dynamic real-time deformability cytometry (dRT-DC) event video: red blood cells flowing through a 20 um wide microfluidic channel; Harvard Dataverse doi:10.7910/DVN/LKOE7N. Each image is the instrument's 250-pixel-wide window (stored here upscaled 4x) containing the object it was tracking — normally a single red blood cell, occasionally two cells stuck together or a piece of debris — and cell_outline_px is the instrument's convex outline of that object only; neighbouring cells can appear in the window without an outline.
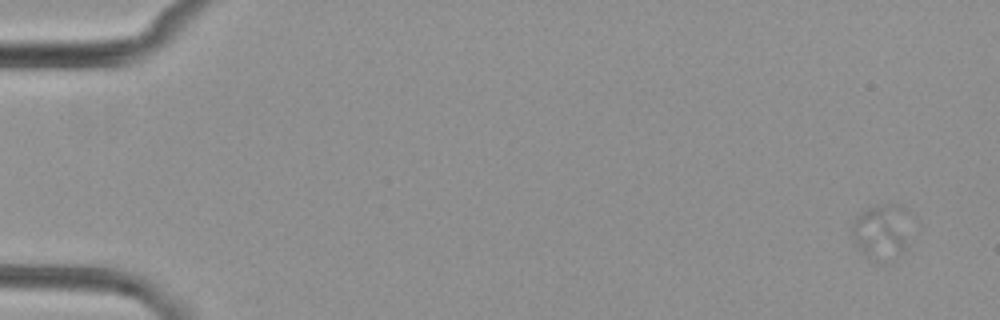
{"species": "common noctule bat (a hibernating species)", "species_latin": "Nyctalus noctula", "temperature_condition": "cold", "stored_images_in_passage": 9, "camera_frame_rate_fps": 3000, "um_per_image_px": 0.085, "animal": {"sex": "female", "body_mass_g": 29.2, "forearm_length_mm": 56.3}, "frame": {"image": 1, "passage_image": 2, "time_ms": 1.333, "image_size_px": [1000, 320], "cell_outline_px": [[908, 212], [904, 248], [872, 256], [868, 256], [856, 244], [852, 232], [852, 224], [856, 216], [868, 208], [880, 204], [900, 204]], "centroid_in_image_um": [74.86, 19.46], "position_along_channel_um": 10.1, "area_um2": 16.76}}